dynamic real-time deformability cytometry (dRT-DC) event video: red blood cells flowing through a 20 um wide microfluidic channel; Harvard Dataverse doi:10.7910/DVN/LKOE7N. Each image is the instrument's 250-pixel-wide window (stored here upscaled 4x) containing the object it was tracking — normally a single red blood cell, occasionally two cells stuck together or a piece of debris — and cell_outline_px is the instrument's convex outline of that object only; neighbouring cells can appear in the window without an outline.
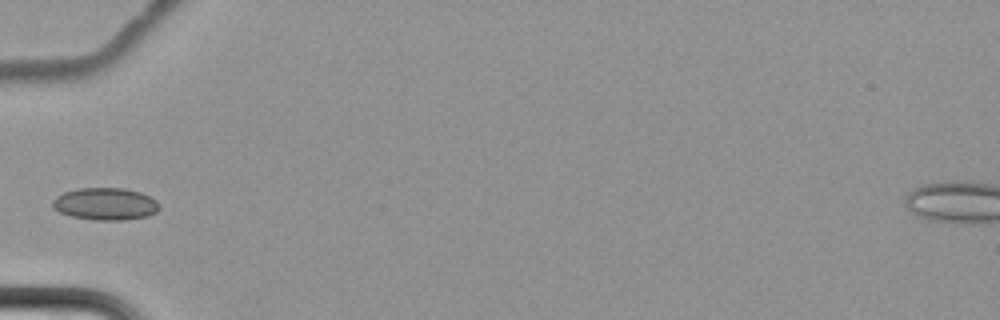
{"species": "common noctule bat (a hibernating species)", "species_latin": "Nyctalus noctula", "temperature_condition": "cold", "stored_images_in_passage": 2, "camera_frame_rate_fps": 3000, "um_per_image_px": 0.085, "animal": {"sex": "female", "body_mass_g": 22.7, "forearm_length_mm": 54.2}, "frame": {"image": 1, "passage_image": 2, "time_ms": 1.333, "image_size_px": [1000, 320], "cell_outline_px": [[160, 208], [156, 212], [148, 216], [124, 220], [96, 220], [72, 216], [60, 212], [52, 208], [52, 200], [56, 196], [64, 192], [76, 188], [124, 188], [140, 192], [156, 200], [160, 204]], "centroid_in_image_um": [8.95, 17.33], "position_along_channel_um": 76.0, "area_um2": 20.17}}